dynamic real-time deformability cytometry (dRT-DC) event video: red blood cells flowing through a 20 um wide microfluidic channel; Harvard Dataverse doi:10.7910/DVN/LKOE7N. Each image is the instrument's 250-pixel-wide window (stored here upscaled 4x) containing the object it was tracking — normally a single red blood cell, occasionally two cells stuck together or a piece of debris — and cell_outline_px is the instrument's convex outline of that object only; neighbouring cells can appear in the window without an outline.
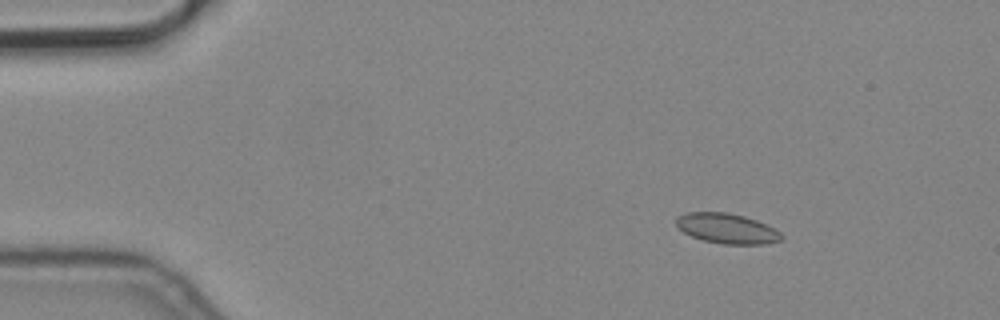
{"species": "common noctule bat (a hibernating species)", "species_latin": "Nyctalus noctula", "temperature_condition": "cold", "stored_images_in_passage": 6, "camera_frame_rate_fps": 3000, "um_per_image_px": 0.085, "animal": {"sex": "male", "body_mass_g": 19.2, "forearm_length_mm": 51.8}, "frame": {"image": 1, "passage_image": 2, "time_ms": 0.333, "image_size_px": [1000, 320], "cell_outline_px": [[784, 236], [780, 240], [764, 244], [724, 244], [704, 240], [692, 236], [684, 232], [676, 224], [676, 216], [688, 212], [728, 212], [744, 216], [756, 220], [780, 232]], "centroid_in_image_um": [61.77, 19.41], "position_along_channel_um": 23.2, "area_um2": 18.26}}
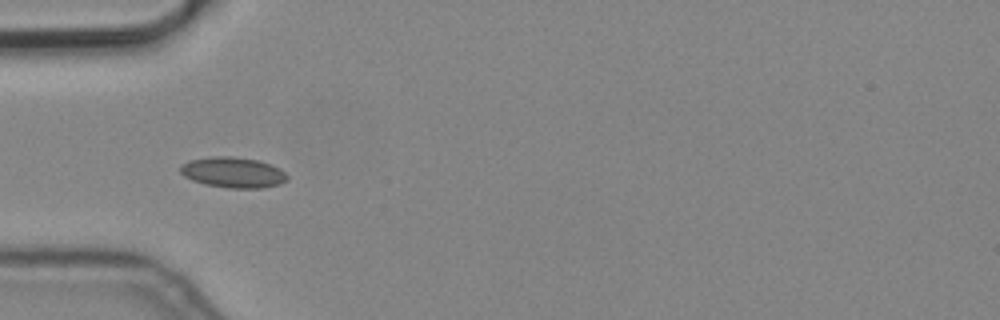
{"frame": {"image": 2, "passage_image": 5, "time_ms": 1.333, "image_size_px": [1000, 320], "cell_outline_px": [[288, 180], [280, 184], [264, 188], [228, 188], [204, 184], [192, 180], [184, 176], [180, 172], [180, 164], [188, 160], [212, 156], [232, 156], [256, 160], [272, 164], [280, 168], [288, 176]], "centroid_in_image_um": [19.81, 14.65], "position_along_channel_um": 65.2, "area_um2": 19.31}}